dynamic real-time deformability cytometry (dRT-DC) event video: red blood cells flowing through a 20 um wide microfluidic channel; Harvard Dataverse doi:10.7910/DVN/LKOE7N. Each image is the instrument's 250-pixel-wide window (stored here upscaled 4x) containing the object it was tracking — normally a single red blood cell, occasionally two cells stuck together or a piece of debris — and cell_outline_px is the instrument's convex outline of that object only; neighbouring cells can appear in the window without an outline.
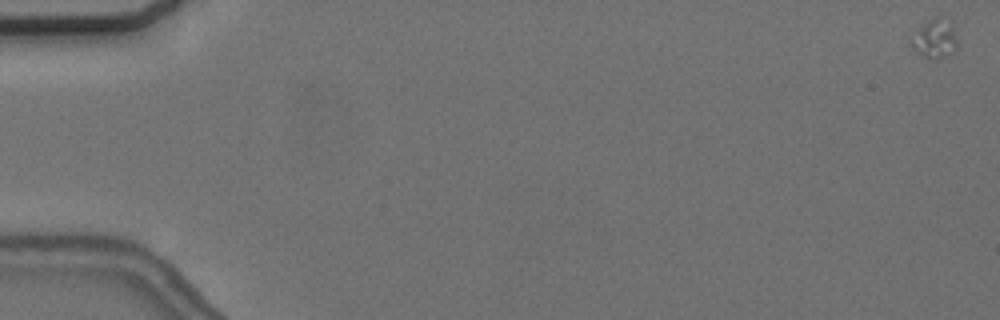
{"species": "common noctule bat (a hibernating species)", "species_latin": "Nyctalus noctula", "temperature_condition": "cold", "stored_images_in_passage": 19, "camera_frame_rate_fps": 3000, "um_per_image_px": 0.085, "animal": {"sex": "female", "body_mass_g": 24.6, "forearm_length_mm": 56.2}, "frame": {"image": 1, "passage_image": 1, "time_ms": 0.0, "image_size_px": [1000, 320], "cell_outline_px": [[956, 48], [952, 52], [936, 60], [932, 60], [916, 52], [908, 44], [908, 36], [924, 24], [936, 16], [952, 20], [956, 40]], "centroid_in_image_um": [79.4, 3.28], "position_along_channel_um": 5.6, "area_um2": 10.75}}